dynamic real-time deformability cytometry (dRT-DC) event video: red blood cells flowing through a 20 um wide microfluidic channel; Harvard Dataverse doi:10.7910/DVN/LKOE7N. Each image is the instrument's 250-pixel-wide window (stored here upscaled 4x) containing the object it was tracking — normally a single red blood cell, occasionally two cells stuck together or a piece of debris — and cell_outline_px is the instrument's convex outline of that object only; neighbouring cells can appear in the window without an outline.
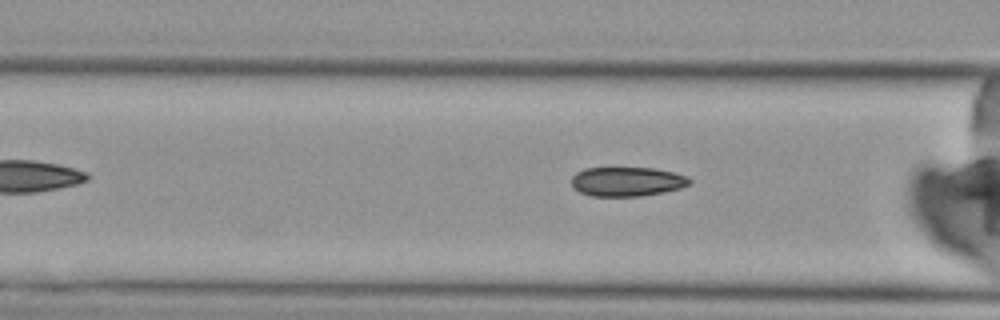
{"species": "Egyptian fruit bat (a non-hibernating species)", "species_latin": "Rousettus aegyptiacus", "temperature_condition": "cold", "stored_images_in_passage": 4, "camera_frame_rate_fps": 3000, "um_per_image_px": 0.085, "animal": {"sex": "female"}, "frame": {"image": 1, "passage_image": 4, "time_ms": 4.333, "image_size_px": [1000, 320], "cell_outline_px": [[692, 184], [680, 188], [664, 192], [640, 196], [592, 196], [580, 192], [572, 188], [572, 176], [576, 172], [584, 168], [656, 168], [676, 172], [688, 176], [692, 180]], "centroid_in_image_um": [53.33, 15.43], "position_along_channel_um": 113.3, "area_um2": 20.46}}